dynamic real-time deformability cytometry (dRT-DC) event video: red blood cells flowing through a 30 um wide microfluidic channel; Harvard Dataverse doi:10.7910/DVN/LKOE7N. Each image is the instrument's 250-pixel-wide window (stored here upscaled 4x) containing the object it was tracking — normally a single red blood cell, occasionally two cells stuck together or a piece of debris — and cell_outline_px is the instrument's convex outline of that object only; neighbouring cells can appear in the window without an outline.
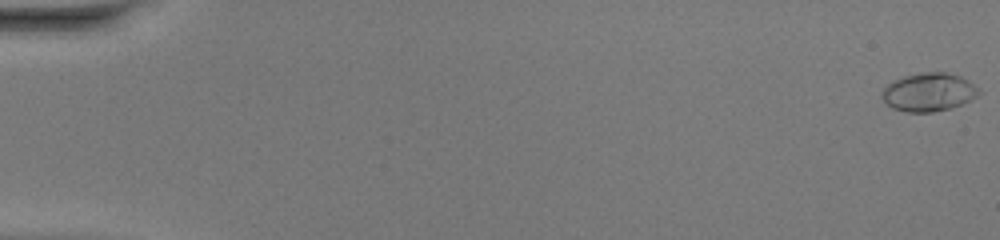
{"species": "common noctule bat (a hibernating species)", "species_latin": "Nyctalus noctula", "temperature_condition": "warm", "stored_images_in_passage": 51, "camera_frame_rate_fps": 3000, "um_per_image_px": 0.085, "animal": {"sex": "female", "body_mass_g": 20.0, "forearm_length_mm": 54.0}, "frame": {"image": 1, "passage_image": 1, "time_ms": 0.0, "image_size_px": [1000, 240], "cell_outline_px": [[980, 92], [976, 96], [964, 104], [952, 108], [932, 112], [904, 112], [892, 108], [880, 96], [880, 92], [888, 84], [904, 76], [920, 72], [944, 72], [960, 76], [968, 80], [980, 88]], "centroid_in_image_um": [78.95, 7.84], "position_along_channel_um": 6.0, "area_um2": 21.79}}
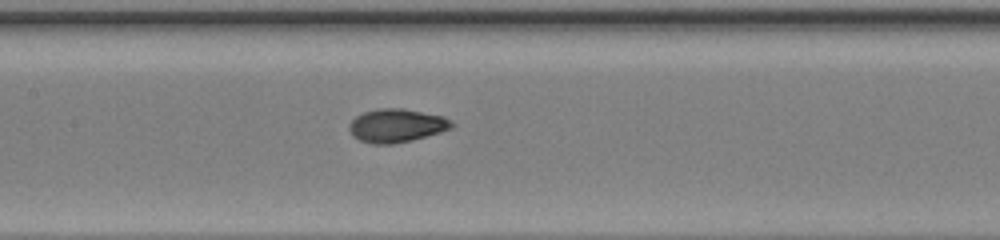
{"frame": {"image": 2, "passage_image": 26, "time_ms": 8.333, "image_size_px": [1000, 240], "cell_outline_px": [[456, 124], [452, 128], [440, 132], [412, 140], [392, 144], [372, 144], [360, 140], [352, 136], [348, 128], [348, 124], [356, 116], [364, 112], [376, 108], [404, 108], [444, 116], [452, 120]], "centroid_in_image_um": [33.71, 10.66], "position_along_channel_um": 173.7, "area_um2": 20.23}}
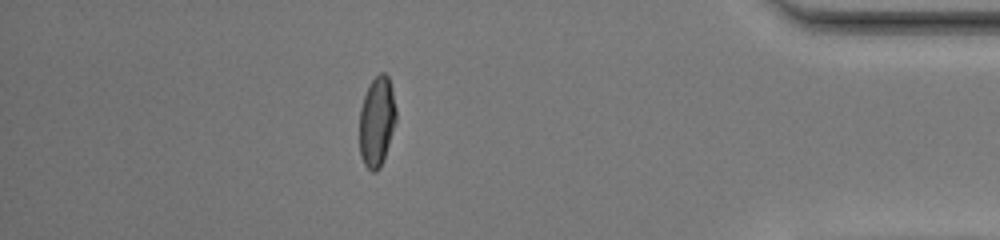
{"frame": {"image": 3, "passage_image": 45, "time_ms": 14.667, "image_size_px": [1000, 240], "cell_outline_px": [[396, 120], [380, 168], [376, 172], [372, 172], [364, 164], [360, 156], [360, 108], [368, 84], [380, 72], [384, 72], [388, 76], [392, 88], [396, 108]], "centroid_in_image_um": [32.02, 10.3], "position_along_channel_um": 403.2, "area_um2": 19.13}, "authors_computed_cell_mechanics": {"area_um2": 19.652, "velocity_mm_per_s": 4.2034, "shape_relaxation_time_tau1_ms": 5.5802, "shape_relaxation_time_tau2_ms": null, "deformation_change_tau1": 0.2572, "deformation_change_tau2": null}}